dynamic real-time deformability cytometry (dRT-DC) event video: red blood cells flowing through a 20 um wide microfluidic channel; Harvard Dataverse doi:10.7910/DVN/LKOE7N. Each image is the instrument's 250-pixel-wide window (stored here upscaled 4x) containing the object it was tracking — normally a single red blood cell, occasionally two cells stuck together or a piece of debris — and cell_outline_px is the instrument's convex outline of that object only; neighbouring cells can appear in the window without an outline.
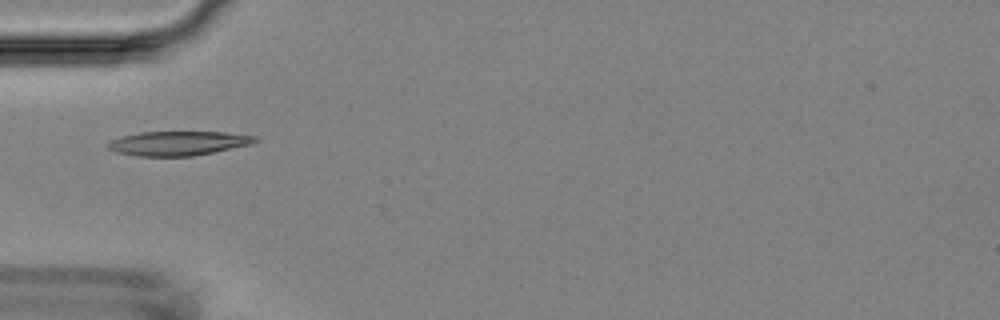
{"species": "Egyptian fruit bat (a non-hibernating species)", "species_latin": "Rousettus aegyptiacus", "temperature_condition": "room temperature", "stored_images_in_passage": 5, "camera_frame_rate_fps": 3000, "um_per_image_px": 0.085, "animal": {"sex": "female"}, "frame": {"image": 1, "passage_image": 4, "time_ms": 4.333, "image_size_px": [1000, 320], "cell_outline_px": [[260, 140], [252, 144], [192, 156], [136, 156], [116, 152], [108, 148], [104, 144], [112, 140], [124, 136], [140, 132], [224, 132], [256, 136]], "centroid_in_image_um": [15.14, 12.18], "position_along_channel_um": 69.9, "area_um2": 20.75}}